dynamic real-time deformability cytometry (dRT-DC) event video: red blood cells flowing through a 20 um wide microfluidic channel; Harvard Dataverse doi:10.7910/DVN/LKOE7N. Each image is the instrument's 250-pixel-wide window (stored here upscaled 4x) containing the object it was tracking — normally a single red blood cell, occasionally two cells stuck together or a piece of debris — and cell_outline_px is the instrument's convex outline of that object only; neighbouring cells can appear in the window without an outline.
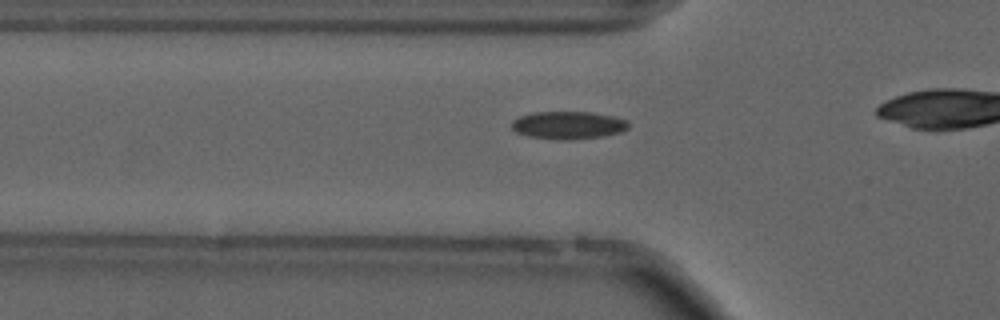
{"species": "common noctule bat (a hibernating species)", "species_latin": "Nyctalus noctula", "temperature_condition": "cold", "stored_images_in_passage": 12, "camera_frame_rate_fps": 3000, "um_per_image_px": 0.085, "animal": {"sex": "male", "forearm_length_mm": 52.5}, "frame": {"image": 1, "passage_image": 6, "time_ms": 1.667, "image_size_px": [1000, 320], "cell_outline_px": [[628, 128], [620, 132], [600, 136], [572, 140], [560, 140], [528, 136], [516, 132], [512, 128], [512, 120], [520, 116], [532, 112], [592, 112], [612, 116], [628, 120]], "centroid_in_image_um": [48.28, 10.63], "position_along_channel_um": 77.5, "area_um2": 18.84}}